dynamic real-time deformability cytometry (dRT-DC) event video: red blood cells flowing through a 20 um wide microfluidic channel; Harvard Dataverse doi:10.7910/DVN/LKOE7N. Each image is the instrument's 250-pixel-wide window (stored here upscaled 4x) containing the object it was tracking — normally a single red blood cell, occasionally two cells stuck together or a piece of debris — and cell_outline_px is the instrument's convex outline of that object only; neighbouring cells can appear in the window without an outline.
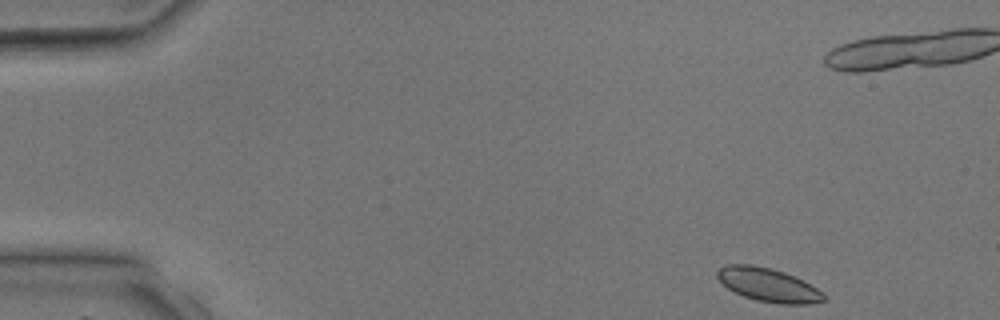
{"species": "common noctule bat (a hibernating species)", "species_latin": "Nyctalus noctula", "temperature_condition": "room temperature", "stored_images_in_passage": 37, "camera_frame_rate_fps": 3000, "um_per_image_px": 0.085, "animal": {"sex": "male", "body_mass_g": 17.9, "forearm_length_mm": 54.2}, "frame": {"image": 1, "passage_image": 1, "time_ms": 0.0, "image_size_px": [1000, 320], "cell_outline_px": [[824, 300], [808, 304], [780, 304], [756, 300], [732, 292], [716, 276], [716, 272], [724, 264], [752, 264], [772, 268], [784, 272], [824, 292]], "centroid_in_image_um": [65.25, 24.21], "position_along_channel_um": 19.8, "area_um2": 20.69}}